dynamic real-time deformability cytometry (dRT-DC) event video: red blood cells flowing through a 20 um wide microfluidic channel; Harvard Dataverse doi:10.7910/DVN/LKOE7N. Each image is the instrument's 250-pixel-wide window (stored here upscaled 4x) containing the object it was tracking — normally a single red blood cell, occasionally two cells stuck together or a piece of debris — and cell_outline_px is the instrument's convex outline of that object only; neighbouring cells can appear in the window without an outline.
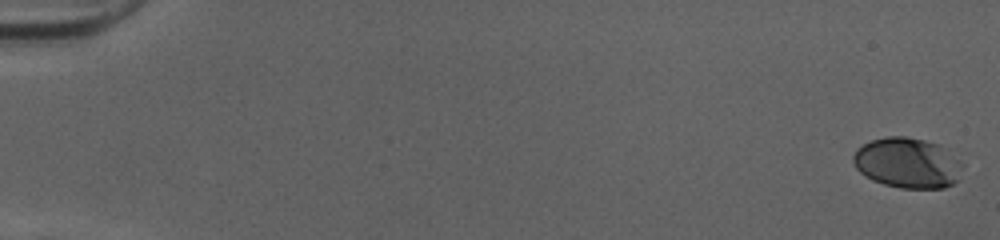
{"species": "human", "species_latin": "Homo sapiens", "temperature_condition": "cold", "stored_images_in_passage": 52, "camera_frame_rate_fps": 3000, "um_per_image_px": 0.085, "donor": {"sex": "female"}, "frame": {"image": 1, "passage_image": 1, "time_ms": 0.0, "image_size_px": [1000, 240], "cell_outline_px": [[964, 164], [960, 180], [944, 188], [900, 188], [884, 184], [872, 180], [864, 176], [856, 168], [852, 160], [852, 156], [856, 148], [872, 140], [888, 136], [904, 136], [924, 140], [936, 144], [960, 160]], "centroid_in_image_um": [77.13, 13.87], "position_along_channel_um": 7.9, "area_um2": 32.25}}
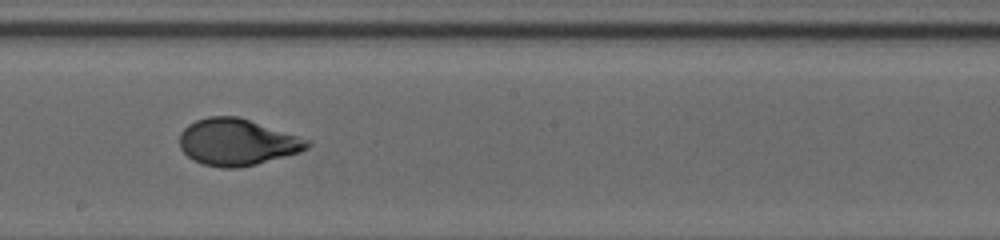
{"frame": {"image": 2, "passage_image": 31, "time_ms": 10.0, "image_size_px": [1000, 240], "cell_outline_px": [[312, 144], [308, 148], [300, 152], [256, 164], [236, 168], [220, 168], [204, 164], [192, 160], [180, 148], [180, 132], [188, 124], [196, 120], [208, 116], [236, 116], [312, 140]], "centroid_in_image_um": [20.16, 12.08], "position_along_channel_um": 228.0, "area_um2": 34.68}}
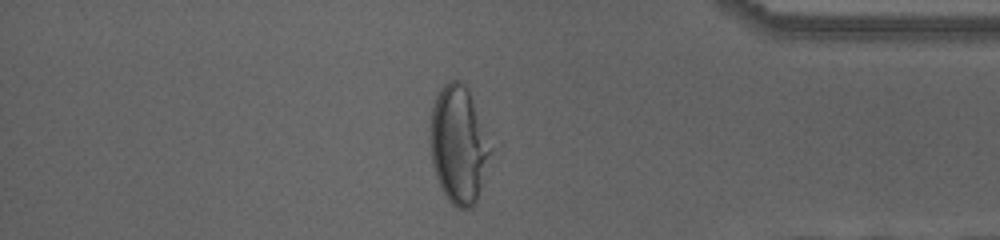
{"frame": {"image": 3, "passage_image": 45, "time_ms": 14.667, "image_size_px": [1000, 240], "cell_outline_px": [[492, 152], [476, 204], [472, 208], [456, 208], [448, 200], [440, 188], [432, 164], [428, 128], [432, 108], [436, 96], [440, 88], [448, 80], [460, 80], [468, 88], [492, 148]], "centroid_in_image_um": [38.96, 12.31], "position_along_channel_um": 396.2, "area_um2": 41.85}, "authors_computed_cell_mechanics": {"area_um2": 34.2465, "velocity_mm_per_s": 4.0371, "shape_relaxation_time_tau1_ms": 4.7701, "shape_relaxation_time_tau2_ms": null, "deformation_change_tau1": 0.19, "deformation_change_tau2": null}}